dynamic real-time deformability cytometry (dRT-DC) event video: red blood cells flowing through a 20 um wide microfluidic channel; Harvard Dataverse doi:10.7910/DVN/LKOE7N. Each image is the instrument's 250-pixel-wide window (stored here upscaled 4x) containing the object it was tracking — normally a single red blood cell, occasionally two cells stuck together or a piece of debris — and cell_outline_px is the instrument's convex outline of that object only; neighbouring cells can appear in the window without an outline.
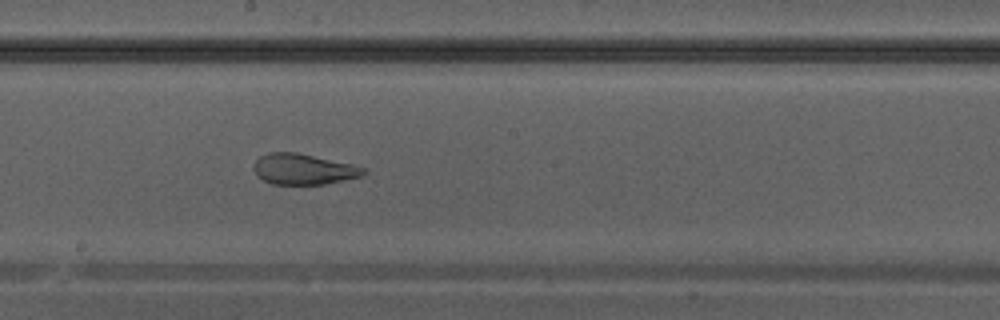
{"species": "Egyptian fruit bat (a non-hibernating species)", "species_latin": "Rousettus aegyptiacus", "temperature_condition": "warm", "stored_images_in_passage": 42, "camera_frame_rate_fps": 3000, "um_per_image_px": 0.085, "animal": {"sex": "male"}, "frame": {"image": 1, "passage_image": 24, "time_ms": 7.667, "image_size_px": [1000, 320], "cell_outline_px": [[368, 172], [364, 176], [324, 184], [272, 184], [256, 176], [252, 168], [256, 160], [260, 156], [268, 152], [296, 152], [352, 164], [364, 168]], "centroid_in_image_um": [25.78, 14.38], "position_along_channel_um": 222.4, "area_um2": 19.77}}